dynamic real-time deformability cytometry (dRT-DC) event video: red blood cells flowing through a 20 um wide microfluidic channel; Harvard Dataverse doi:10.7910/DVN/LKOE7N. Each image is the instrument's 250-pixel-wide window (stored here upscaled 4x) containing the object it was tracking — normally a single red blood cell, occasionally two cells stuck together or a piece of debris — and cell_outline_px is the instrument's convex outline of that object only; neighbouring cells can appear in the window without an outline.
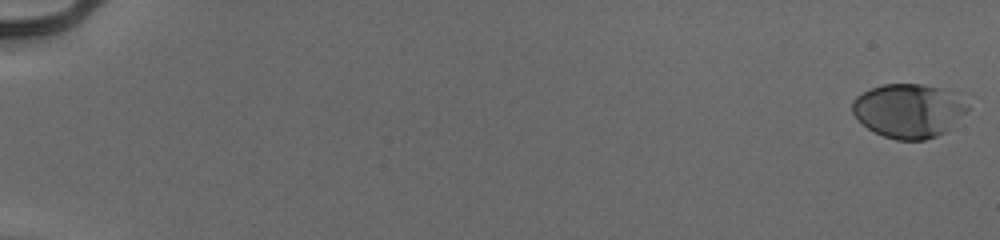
{"species": "human", "species_latin": "Homo sapiens", "temperature_condition": "cold", "stored_images_in_passage": 21, "camera_frame_rate_fps": 3000, "um_per_image_px": 0.085, "donor": {"sex": "male"}, "frame": {"image": 1, "passage_image": 1, "time_ms": 0.0, "image_size_px": [1000, 240], "cell_outline_px": [[968, 112], [944, 132], [936, 136], [924, 140], [896, 140], [884, 136], [868, 128], [852, 112], [852, 100], [856, 96], [872, 88], [884, 84], [924, 84], [944, 88], [968, 108]], "centroid_in_image_um": [77.2, 9.41], "position_along_channel_um": 7.8, "area_um2": 35.66}}
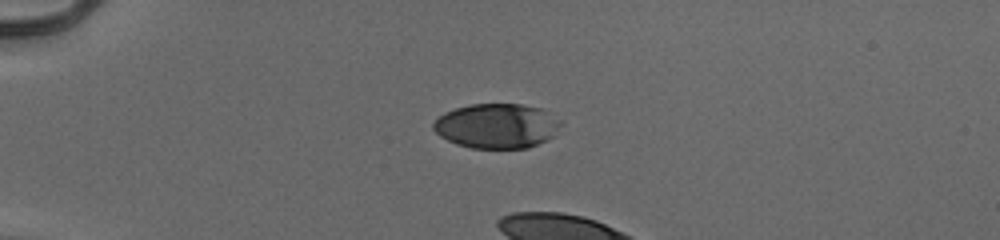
{"frame": {"image": 2, "passage_image": 16, "time_ms": 5.0, "image_size_px": [1000, 240], "cell_outline_px": [[560, 124], [552, 136], [548, 140], [528, 148], [472, 148], [456, 144], [440, 136], [432, 128], [432, 124], [444, 112], [456, 108], [472, 104], [520, 104], [540, 108], [560, 120]], "centroid_in_image_um": [42.2, 10.71], "position_along_channel_um": 42.8, "area_um2": 33.0}}